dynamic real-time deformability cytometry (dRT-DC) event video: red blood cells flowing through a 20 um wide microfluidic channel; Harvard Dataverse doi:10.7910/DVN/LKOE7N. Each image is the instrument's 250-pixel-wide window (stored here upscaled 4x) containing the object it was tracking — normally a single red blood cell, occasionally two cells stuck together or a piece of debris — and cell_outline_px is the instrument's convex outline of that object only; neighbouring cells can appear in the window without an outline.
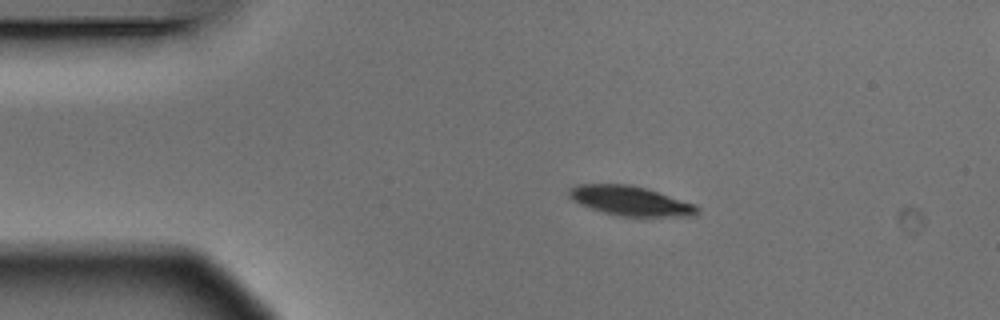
{"species": "Egyptian fruit bat (a non-hibernating species)", "species_latin": "Rousettus aegyptiacus", "temperature_condition": "warm", "stored_images_in_passage": 6, "camera_frame_rate_fps": 3000, "um_per_image_px": 0.085, "animal": {"sex": "male"}, "frame": {"image": 1, "passage_image": 2, "time_ms": 0.333, "image_size_px": [1000, 320], "cell_outline_px": [[700, 212], [696, 216], [616, 216], [580, 204], [572, 200], [568, 196], [568, 188], [576, 184], [628, 184], [644, 188], [696, 204], [700, 208]], "centroid_in_image_um": [53.58, 17.07], "position_along_channel_um": 31.4, "area_um2": 22.08}}
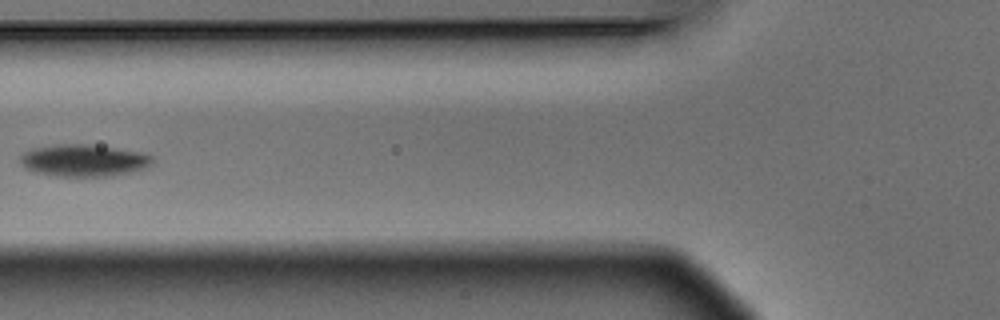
{"frame": {"image": 2, "passage_image": 5, "time_ms": 1.333, "image_size_px": [1000, 320], "cell_outline_px": [[152, 160], [148, 168], [132, 172], [112, 176], [56, 176], [36, 172], [24, 168], [20, 164], [20, 156], [24, 152], [32, 148], [56, 144], [88, 144], [140, 152], [152, 156]], "centroid_in_image_um": [7.09, 13.64], "position_along_channel_um": 118.7, "area_um2": 24.74}}
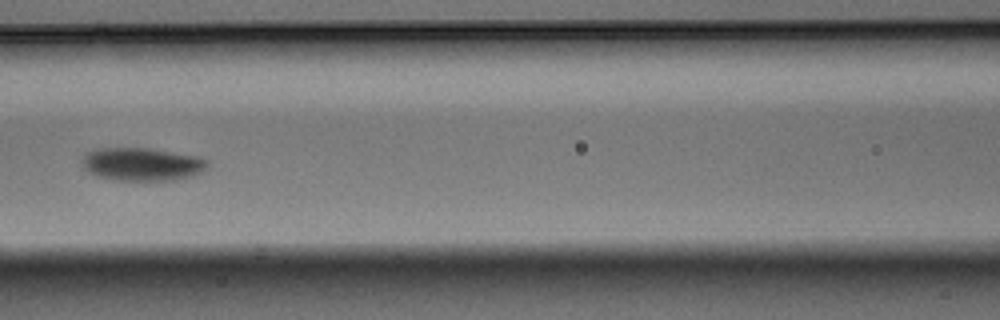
{"frame": {"image": 3, "passage_image": 6, "time_ms": 1.667, "image_size_px": [1000, 320], "cell_outline_px": [[208, 168], [192, 176], [172, 180], [116, 180], [100, 176], [88, 172], [84, 168], [84, 156], [88, 152], [100, 148], [148, 148], [200, 156], [208, 160]], "centroid_in_image_um": [12.14, 13.95], "position_along_channel_um": 154.5, "area_um2": 23.99}}